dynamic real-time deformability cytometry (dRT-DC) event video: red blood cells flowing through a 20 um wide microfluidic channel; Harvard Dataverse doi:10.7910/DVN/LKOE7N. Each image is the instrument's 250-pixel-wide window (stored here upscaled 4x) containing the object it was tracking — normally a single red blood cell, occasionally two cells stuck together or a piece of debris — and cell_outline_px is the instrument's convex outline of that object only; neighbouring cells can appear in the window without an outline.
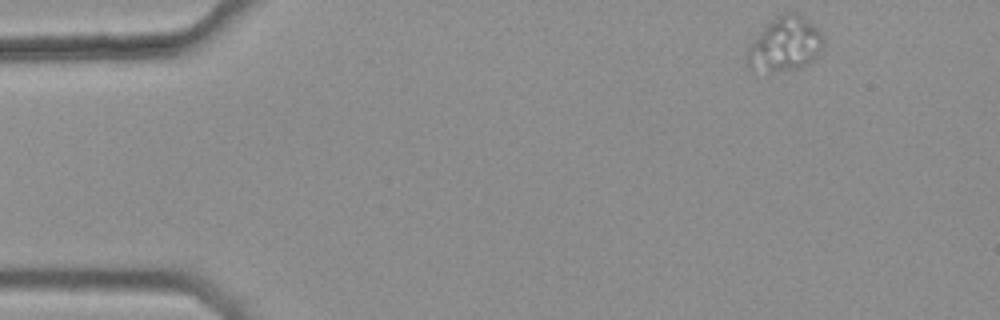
{"species": "common noctule bat (a hibernating species)", "species_latin": "Nyctalus noctula", "temperature_condition": "warm", "stored_images_in_passage": 5, "camera_frame_rate_fps": 3000, "um_per_image_px": 0.085, "animal": {"sex": "female", "body_mass_g": 25.1}, "frame": {"image": 1, "passage_image": 1, "time_ms": 0.0, "image_size_px": [1000, 320], "cell_outline_px": [[824, 40], [820, 52], [808, 64], [792, 68], [752, 72], [748, 68], [744, 60], [744, 56], [748, 48], [760, 32], [776, 16], [784, 12], [796, 12], [804, 16], [824, 36]], "centroid_in_image_um": [66.68, 3.75], "position_along_channel_um": 18.3, "area_um2": 23.93}}
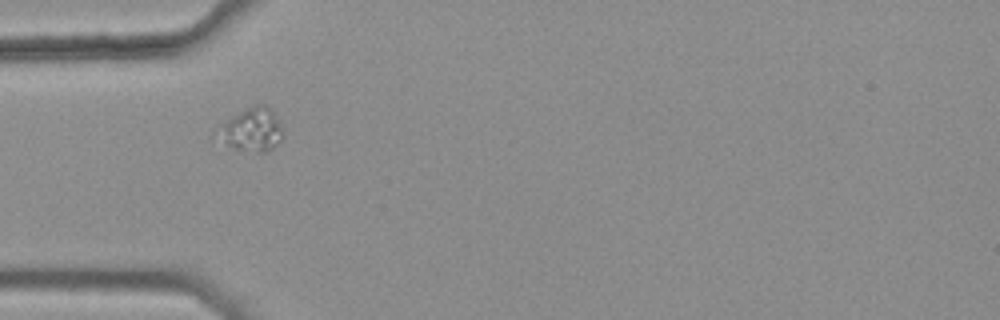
{"frame": {"image": 2, "passage_image": 4, "time_ms": 1.0, "image_size_px": [1000, 320], "cell_outline_px": [[284, 136], [272, 148], [264, 152], [256, 152], [236, 148], [212, 140], [212, 136], [232, 116], [256, 104], [264, 104], [272, 112], [280, 124]], "centroid_in_image_um": [21.34, 11.06], "position_along_channel_um": 63.7, "area_um2": 16.3}}